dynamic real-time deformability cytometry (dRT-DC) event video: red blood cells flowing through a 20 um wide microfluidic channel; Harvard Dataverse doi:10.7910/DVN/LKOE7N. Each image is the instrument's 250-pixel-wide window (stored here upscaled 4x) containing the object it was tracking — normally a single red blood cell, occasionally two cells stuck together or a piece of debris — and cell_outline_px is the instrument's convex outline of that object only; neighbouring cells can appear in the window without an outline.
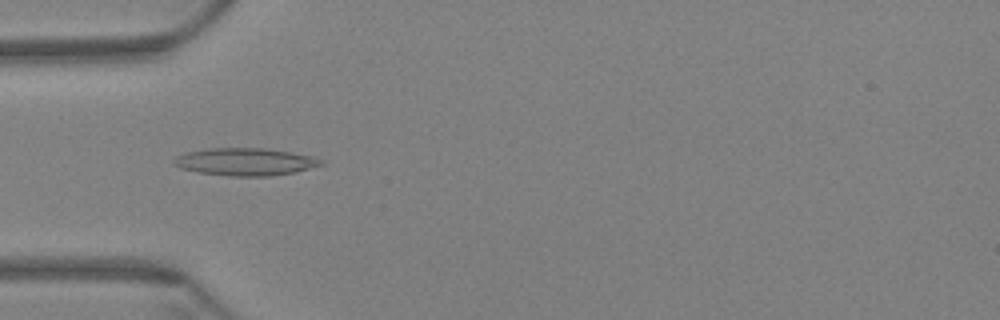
{"species": "Egyptian fruit bat (a non-hibernating species)", "species_latin": "Rousettus aegyptiacus", "temperature_condition": "warm", "stored_images_in_passage": 58, "camera_frame_rate_fps": 3000, "um_per_image_px": 0.085, "animal": {"sex": "female"}, "frame": {"image": 1, "passage_image": 18, "time_ms": 5.667, "image_size_px": [1000, 320], "cell_outline_px": [[324, 164], [292, 172], [272, 176], [228, 176], [200, 172], [180, 168], [172, 164], [172, 160], [176, 156], [184, 152], [208, 148], [264, 148], [312, 156], [324, 160]], "centroid_in_image_um": [20.79, 13.74], "position_along_channel_um": 64.2, "area_um2": 23.52}}
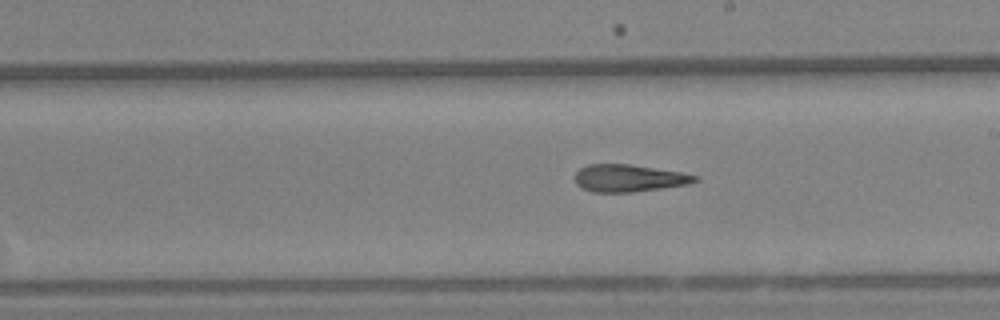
{"frame": {"image": 2, "passage_image": 33, "time_ms": 10.667, "image_size_px": [1000, 320], "cell_outline_px": [[700, 180], [688, 184], [632, 192], [592, 192], [576, 184], [576, 172], [580, 168], [588, 164], [628, 164], [680, 172], [700, 176]], "centroid_in_image_um": [53.47, 15.14], "position_along_channel_um": 235.5, "area_um2": 18.9}}
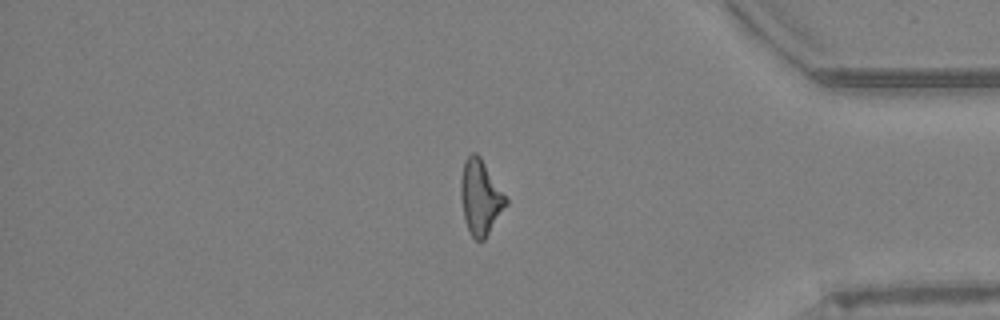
{"frame": {"image": 3, "passage_image": 49, "time_ms": 16.0, "image_size_px": [1000, 320], "cell_outline_px": [[508, 204], [484, 240], [476, 240], [468, 232], [464, 216], [460, 196], [460, 180], [464, 160], [472, 152], [476, 152], [480, 156], [508, 200]], "centroid_in_image_um": [40.82, 16.77], "position_along_channel_um": 394.4, "area_um2": 19.65}, "authors_computed_cell_mechanics": {"area_um2": 19.9121, "velocity_mm_per_s": 3.4616, "shape_relaxation_time_tau1_ms": null, "shape_relaxation_time_tau2_ms": 5.6739, "deformation_change_tau1": null, "deformation_change_tau2": 0.1799}}